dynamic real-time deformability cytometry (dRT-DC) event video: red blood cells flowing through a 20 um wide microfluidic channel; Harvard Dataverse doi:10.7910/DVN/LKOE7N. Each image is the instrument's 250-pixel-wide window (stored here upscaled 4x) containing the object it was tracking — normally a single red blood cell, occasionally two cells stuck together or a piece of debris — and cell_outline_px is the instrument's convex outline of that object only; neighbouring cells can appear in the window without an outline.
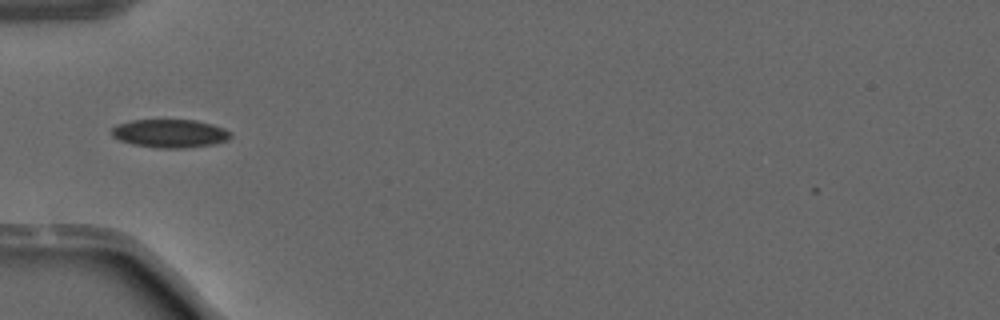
{"species": "common noctule bat (a hibernating species)", "species_latin": "Nyctalus noctula", "temperature_condition": "warm", "stored_images_in_passage": 5, "camera_frame_rate_fps": 3000, "um_per_image_px": 0.085, "animal": {"sex": "male", "forearm_length_mm": 52.5}, "frame": {"image": 1, "passage_image": 1, "time_ms": 0.0, "image_size_px": [1000, 320], "cell_outline_px": [[232, 136], [228, 140], [212, 144], [184, 148], [156, 148], [132, 144], [120, 140], [112, 136], [112, 128], [116, 124], [132, 120], [196, 120], [212, 124], [224, 128], [232, 132]], "centroid_in_image_um": [14.46, 11.34], "position_along_channel_um": 70.5, "area_um2": 19.71}}
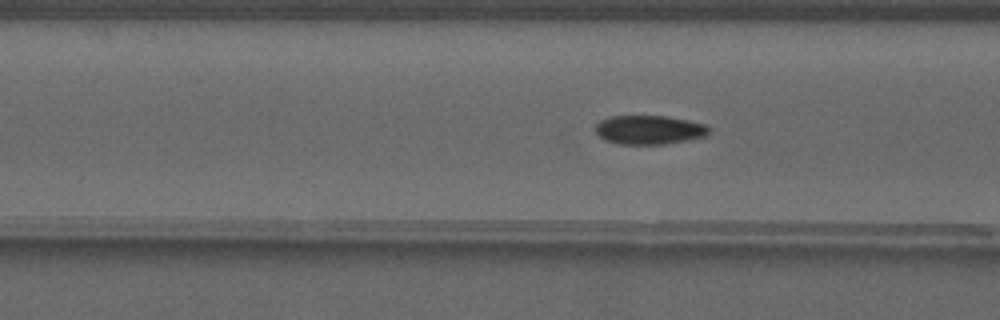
{"frame": {"image": 2, "passage_image": 4, "time_ms": 1.0, "image_size_px": [1000, 320], "cell_outline_px": [[712, 128], [708, 136], [688, 140], [664, 144], [620, 144], [604, 140], [592, 128], [600, 120], [608, 116], [668, 116], [688, 120], [704, 124]], "centroid_in_image_um": [55.19, 11.03], "position_along_channel_um": 111.4, "area_um2": 19.48}}